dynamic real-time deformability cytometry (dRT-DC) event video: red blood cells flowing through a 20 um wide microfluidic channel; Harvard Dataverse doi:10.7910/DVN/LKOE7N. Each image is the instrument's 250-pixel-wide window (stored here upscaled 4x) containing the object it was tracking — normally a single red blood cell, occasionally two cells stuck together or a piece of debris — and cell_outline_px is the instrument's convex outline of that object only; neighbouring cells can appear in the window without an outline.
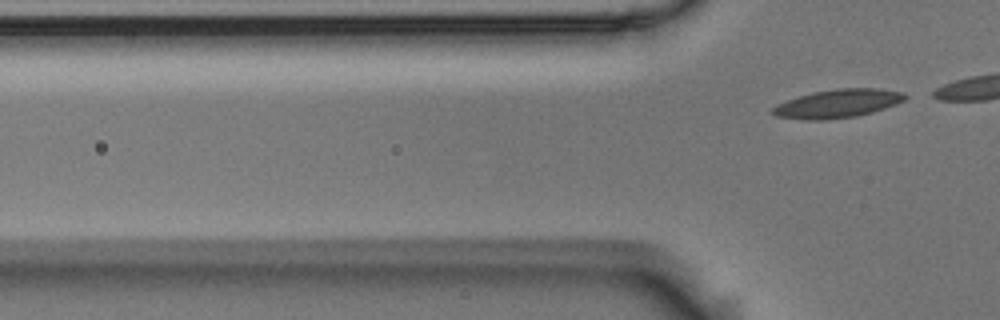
{"species": "Egyptian fruit bat (a non-hibernating species)", "species_latin": "Rousettus aegyptiacus", "temperature_condition": "room temperature", "stored_images_in_passage": 6, "segment_of_instrument_passage": [2, 2], "camera_frame_rate_fps": 3000, "um_per_image_px": 0.085, "animal": {"sex": "male"}, "frame": {"image": 1, "passage_image": 6, "time_ms": 1.667, "image_size_px": [1000, 320], "cell_outline_px": [[908, 96], [904, 100], [896, 104], [872, 112], [856, 116], [824, 120], [804, 120], [776, 116], [768, 112], [776, 104], [812, 92], [836, 88], [876, 88], [904, 92]], "centroid_in_image_um": [71.18, 8.8], "position_along_channel_um": 54.6, "area_um2": 22.02}}